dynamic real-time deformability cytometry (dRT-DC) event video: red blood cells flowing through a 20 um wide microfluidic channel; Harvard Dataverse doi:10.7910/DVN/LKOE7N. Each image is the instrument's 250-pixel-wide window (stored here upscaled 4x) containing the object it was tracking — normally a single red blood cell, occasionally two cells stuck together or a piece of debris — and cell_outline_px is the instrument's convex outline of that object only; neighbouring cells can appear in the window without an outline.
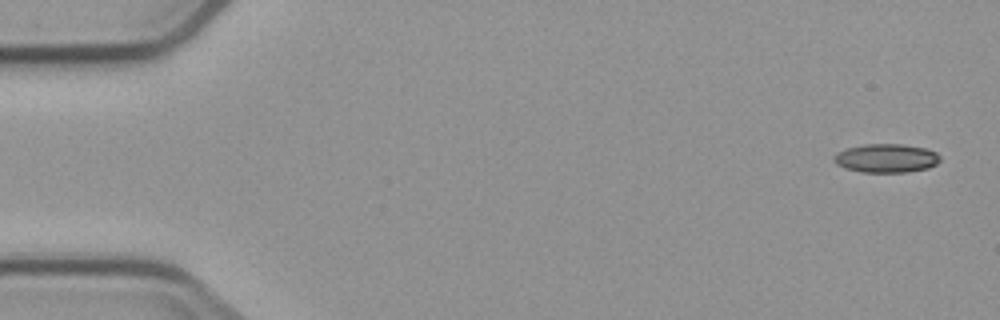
{"species": "common noctule bat (a hibernating species)", "species_latin": "Nyctalus noctula", "temperature_condition": "cold", "stored_images_in_passage": 6, "camera_frame_rate_fps": 3000, "um_per_image_px": 0.085, "animal": {"sex": "male", "body_mass_g": 23.1, "forearm_length_mm": 52.7}, "frame": {"image": 1, "passage_image": 1, "time_ms": 0.0, "image_size_px": [1000, 320], "cell_outline_px": [[940, 160], [936, 164], [928, 168], [908, 172], [860, 172], [844, 168], [836, 164], [832, 160], [832, 156], [836, 152], [848, 148], [864, 144], [900, 144], [924, 148], [936, 152], [940, 156]], "centroid_in_image_um": [75.29, 13.45], "position_along_channel_um": 9.7, "area_um2": 17.86}}
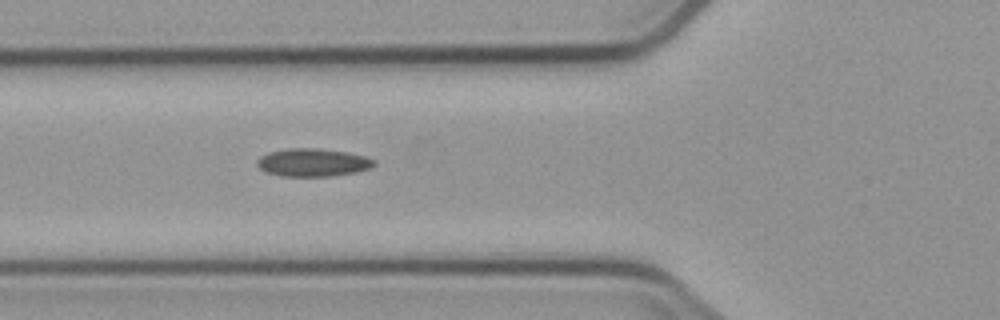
{"frame": {"image": 2, "passage_image": 6, "time_ms": 6.0, "image_size_px": [1000, 320], "cell_outline_px": [[376, 164], [368, 168], [356, 172], [332, 176], [280, 176], [268, 172], [260, 168], [256, 164], [256, 160], [260, 156], [268, 152], [288, 148], [316, 148], [348, 152], [364, 156], [376, 160]], "centroid_in_image_um": [26.58, 13.8], "position_along_channel_um": 99.2, "area_um2": 19.07}}